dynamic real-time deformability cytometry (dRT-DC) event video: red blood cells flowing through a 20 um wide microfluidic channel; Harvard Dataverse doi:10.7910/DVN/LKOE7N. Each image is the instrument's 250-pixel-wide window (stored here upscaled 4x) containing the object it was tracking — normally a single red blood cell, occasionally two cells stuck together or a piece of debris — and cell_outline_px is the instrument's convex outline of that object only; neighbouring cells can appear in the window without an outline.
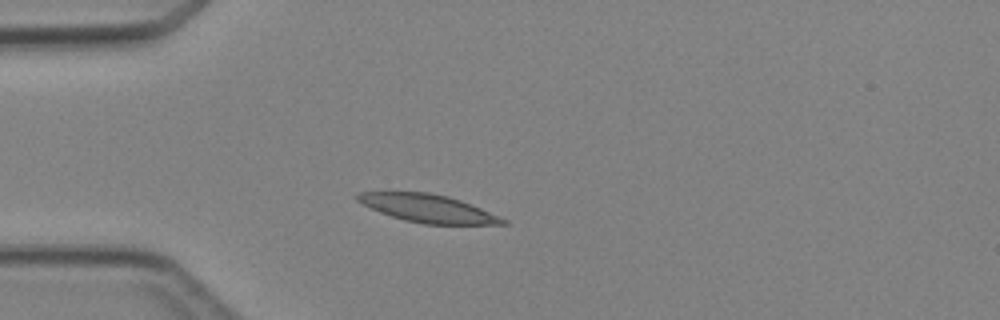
{"species": "Egyptian fruit bat (a non-hibernating species)", "species_latin": "Rousettus aegyptiacus", "temperature_condition": "cold", "stored_images_in_passage": 3, "camera_frame_rate_fps": 3000, "um_per_image_px": 0.085, "animal": {"sex": "female"}, "frame": {"image": 1, "passage_image": 2, "time_ms": 1.333, "image_size_px": [1000, 320], "cell_outline_px": [[508, 224], [424, 224], [404, 220], [380, 212], [356, 200], [356, 196], [360, 192], [428, 192], [448, 196], [460, 200], [480, 208], [508, 220]], "centroid_in_image_um": [36.39, 17.71], "position_along_channel_um": 48.6, "area_um2": 23.29}}